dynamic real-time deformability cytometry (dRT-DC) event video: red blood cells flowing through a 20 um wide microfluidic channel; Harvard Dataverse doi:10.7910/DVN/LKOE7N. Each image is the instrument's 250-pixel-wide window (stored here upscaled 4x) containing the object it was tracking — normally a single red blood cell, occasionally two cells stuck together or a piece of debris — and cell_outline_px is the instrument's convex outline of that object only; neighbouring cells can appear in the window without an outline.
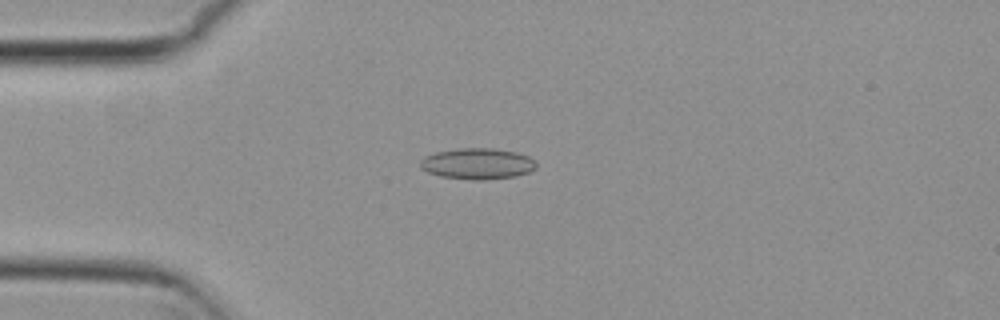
{"species": "common noctule bat (a hibernating species)", "species_latin": "Nyctalus noctula", "temperature_condition": "cold", "stored_images_in_passage": 4, "camera_frame_rate_fps": 3000, "um_per_image_px": 0.085, "animal": {"sex": "female", "body_mass_g": 29.2, "forearm_length_mm": 56.3}, "frame": {"image": 1, "passage_image": 3, "time_ms": 0.667, "image_size_px": [1000, 320], "cell_outline_px": [[536, 168], [528, 172], [516, 176], [484, 180], [476, 180], [440, 176], [428, 172], [420, 168], [420, 160], [424, 156], [436, 152], [460, 148], [492, 148], [516, 152], [528, 156], [536, 164]], "centroid_in_image_um": [40.56, 13.91], "position_along_channel_um": 44.4, "area_um2": 20.92}}